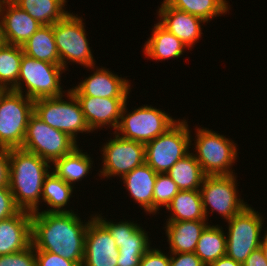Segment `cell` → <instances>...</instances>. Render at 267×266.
<instances>
[{
	"label": "cell",
	"mask_w": 267,
	"mask_h": 266,
	"mask_svg": "<svg viewBox=\"0 0 267 266\" xmlns=\"http://www.w3.org/2000/svg\"><path fill=\"white\" fill-rule=\"evenodd\" d=\"M22 46L4 43L0 47V89H13L20 74Z\"/></svg>",
	"instance_id": "obj_32"
},
{
	"label": "cell",
	"mask_w": 267,
	"mask_h": 266,
	"mask_svg": "<svg viewBox=\"0 0 267 266\" xmlns=\"http://www.w3.org/2000/svg\"><path fill=\"white\" fill-rule=\"evenodd\" d=\"M207 220L166 221L165 227L169 253L195 252L198 240L209 225Z\"/></svg>",
	"instance_id": "obj_21"
},
{
	"label": "cell",
	"mask_w": 267,
	"mask_h": 266,
	"mask_svg": "<svg viewBox=\"0 0 267 266\" xmlns=\"http://www.w3.org/2000/svg\"><path fill=\"white\" fill-rule=\"evenodd\" d=\"M153 27L151 37L143 45L145 56L152 61L178 59L187 49L186 45L158 21Z\"/></svg>",
	"instance_id": "obj_23"
},
{
	"label": "cell",
	"mask_w": 267,
	"mask_h": 266,
	"mask_svg": "<svg viewBox=\"0 0 267 266\" xmlns=\"http://www.w3.org/2000/svg\"><path fill=\"white\" fill-rule=\"evenodd\" d=\"M9 149L0 148V187L9 186Z\"/></svg>",
	"instance_id": "obj_39"
},
{
	"label": "cell",
	"mask_w": 267,
	"mask_h": 266,
	"mask_svg": "<svg viewBox=\"0 0 267 266\" xmlns=\"http://www.w3.org/2000/svg\"><path fill=\"white\" fill-rule=\"evenodd\" d=\"M84 19L69 12L53 24L54 39L59 53L60 65L66 71L68 63L80 64L84 68L96 65L87 39Z\"/></svg>",
	"instance_id": "obj_6"
},
{
	"label": "cell",
	"mask_w": 267,
	"mask_h": 266,
	"mask_svg": "<svg viewBox=\"0 0 267 266\" xmlns=\"http://www.w3.org/2000/svg\"><path fill=\"white\" fill-rule=\"evenodd\" d=\"M157 174L144 163L121 178L133 201L149 214H153V191Z\"/></svg>",
	"instance_id": "obj_22"
},
{
	"label": "cell",
	"mask_w": 267,
	"mask_h": 266,
	"mask_svg": "<svg viewBox=\"0 0 267 266\" xmlns=\"http://www.w3.org/2000/svg\"><path fill=\"white\" fill-rule=\"evenodd\" d=\"M242 266H267V261L265 259L262 249L259 247L255 249L243 263Z\"/></svg>",
	"instance_id": "obj_40"
},
{
	"label": "cell",
	"mask_w": 267,
	"mask_h": 266,
	"mask_svg": "<svg viewBox=\"0 0 267 266\" xmlns=\"http://www.w3.org/2000/svg\"><path fill=\"white\" fill-rule=\"evenodd\" d=\"M36 266H81L49 251L35 250Z\"/></svg>",
	"instance_id": "obj_36"
},
{
	"label": "cell",
	"mask_w": 267,
	"mask_h": 266,
	"mask_svg": "<svg viewBox=\"0 0 267 266\" xmlns=\"http://www.w3.org/2000/svg\"><path fill=\"white\" fill-rule=\"evenodd\" d=\"M157 9L159 23L181 40L188 50L202 37L203 19L169 6L164 0ZM159 10V11H158Z\"/></svg>",
	"instance_id": "obj_19"
},
{
	"label": "cell",
	"mask_w": 267,
	"mask_h": 266,
	"mask_svg": "<svg viewBox=\"0 0 267 266\" xmlns=\"http://www.w3.org/2000/svg\"><path fill=\"white\" fill-rule=\"evenodd\" d=\"M119 248L108 229L94 216L88 224L82 266H117Z\"/></svg>",
	"instance_id": "obj_15"
},
{
	"label": "cell",
	"mask_w": 267,
	"mask_h": 266,
	"mask_svg": "<svg viewBox=\"0 0 267 266\" xmlns=\"http://www.w3.org/2000/svg\"><path fill=\"white\" fill-rule=\"evenodd\" d=\"M264 234L262 235V240L260 244V248L262 249L265 259L267 261V230H264Z\"/></svg>",
	"instance_id": "obj_43"
},
{
	"label": "cell",
	"mask_w": 267,
	"mask_h": 266,
	"mask_svg": "<svg viewBox=\"0 0 267 266\" xmlns=\"http://www.w3.org/2000/svg\"><path fill=\"white\" fill-rule=\"evenodd\" d=\"M32 244V213L20 210L0 221V256L21 252Z\"/></svg>",
	"instance_id": "obj_20"
},
{
	"label": "cell",
	"mask_w": 267,
	"mask_h": 266,
	"mask_svg": "<svg viewBox=\"0 0 267 266\" xmlns=\"http://www.w3.org/2000/svg\"><path fill=\"white\" fill-rule=\"evenodd\" d=\"M140 266H170V255L157 248H150L141 258Z\"/></svg>",
	"instance_id": "obj_37"
},
{
	"label": "cell",
	"mask_w": 267,
	"mask_h": 266,
	"mask_svg": "<svg viewBox=\"0 0 267 266\" xmlns=\"http://www.w3.org/2000/svg\"><path fill=\"white\" fill-rule=\"evenodd\" d=\"M34 100L11 89L0 90V148H21Z\"/></svg>",
	"instance_id": "obj_7"
},
{
	"label": "cell",
	"mask_w": 267,
	"mask_h": 266,
	"mask_svg": "<svg viewBox=\"0 0 267 266\" xmlns=\"http://www.w3.org/2000/svg\"><path fill=\"white\" fill-rule=\"evenodd\" d=\"M34 114L50 127L67 133L75 141L79 133H92L81 105L70 89L61 96L34 100Z\"/></svg>",
	"instance_id": "obj_4"
},
{
	"label": "cell",
	"mask_w": 267,
	"mask_h": 266,
	"mask_svg": "<svg viewBox=\"0 0 267 266\" xmlns=\"http://www.w3.org/2000/svg\"><path fill=\"white\" fill-rule=\"evenodd\" d=\"M102 145V169L99 177H120L145 163V144L122 138L117 133Z\"/></svg>",
	"instance_id": "obj_13"
},
{
	"label": "cell",
	"mask_w": 267,
	"mask_h": 266,
	"mask_svg": "<svg viewBox=\"0 0 267 266\" xmlns=\"http://www.w3.org/2000/svg\"><path fill=\"white\" fill-rule=\"evenodd\" d=\"M97 213L94 216L108 229L119 248V256H143L152 246L148 232L134 221L113 222Z\"/></svg>",
	"instance_id": "obj_16"
},
{
	"label": "cell",
	"mask_w": 267,
	"mask_h": 266,
	"mask_svg": "<svg viewBox=\"0 0 267 266\" xmlns=\"http://www.w3.org/2000/svg\"><path fill=\"white\" fill-rule=\"evenodd\" d=\"M79 146L51 164L54 167L51 171L73 187L74 183L82 181L90 173L89 171L93 170V158Z\"/></svg>",
	"instance_id": "obj_24"
},
{
	"label": "cell",
	"mask_w": 267,
	"mask_h": 266,
	"mask_svg": "<svg viewBox=\"0 0 267 266\" xmlns=\"http://www.w3.org/2000/svg\"><path fill=\"white\" fill-rule=\"evenodd\" d=\"M63 72L65 70L60 64L37 60L23 54L17 85L12 90L33 100L61 96L67 93L61 86Z\"/></svg>",
	"instance_id": "obj_5"
},
{
	"label": "cell",
	"mask_w": 267,
	"mask_h": 266,
	"mask_svg": "<svg viewBox=\"0 0 267 266\" xmlns=\"http://www.w3.org/2000/svg\"><path fill=\"white\" fill-rule=\"evenodd\" d=\"M264 219L261 213L248 205L226 221L228 223L226 256L243 265L246 258L260 247Z\"/></svg>",
	"instance_id": "obj_10"
},
{
	"label": "cell",
	"mask_w": 267,
	"mask_h": 266,
	"mask_svg": "<svg viewBox=\"0 0 267 266\" xmlns=\"http://www.w3.org/2000/svg\"><path fill=\"white\" fill-rule=\"evenodd\" d=\"M9 188L20 210L39 212L42 187L52 165L22 148L9 149Z\"/></svg>",
	"instance_id": "obj_2"
},
{
	"label": "cell",
	"mask_w": 267,
	"mask_h": 266,
	"mask_svg": "<svg viewBox=\"0 0 267 266\" xmlns=\"http://www.w3.org/2000/svg\"><path fill=\"white\" fill-rule=\"evenodd\" d=\"M0 266H36L34 246L31 244L21 252L1 255Z\"/></svg>",
	"instance_id": "obj_34"
},
{
	"label": "cell",
	"mask_w": 267,
	"mask_h": 266,
	"mask_svg": "<svg viewBox=\"0 0 267 266\" xmlns=\"http://www.w3.org/2000/svg\"><path fill=\"white\" fill-rule=\"evenodd\" d=\"M220 225H208L202 232L195 254L206 265L210 266L220 257L226 256V233Z\"/></svg>",
	"instance_id": "obj_30"
},
{
	"label": "cell",
	"mask_w": 267,
	"mask_h": 266,
	"mask_svg": "<svg viewBox=\"0 0 267 266\" xmlns=\"http://www.w3.org/2000/svg\"><path fill=\"white\" fill-rule=\"evenodd\" d=\"M20 209L16 206L9 186L0 187V221L16 215Z\"/></svg>",
	"instance_id": "obj_35"
},
{
	"label": "cell",
	"mask_w": 267,
	"mask_h": 266,
	"mask_svg": "<svg viewBox=\"0 0 267 266\" xmlns=\"http://www.w3.org/2000/svg\"><path fill=\"white\" fill-rule=\"evenodd\" d=\"M178 192L176 183L166 173H158L153 191V215L160 213V207L166 208Z\"/></svg>",
	"instance_id": "obj_33"
},
{
	"label": "cell",
	"mask_w": 267,
	"mask_h": 266,
	"mask_svg": "<svg viewBox=\"0 0 267 266\" xmlns=\"http://www.w3.org/2000/svg\"><path fill=\"white\" fill-rule=\"evenodd\" d=\"M170 266H206L201 259L191 253H170Z\"/></svg>",
	"instance_id": "obj_38"
},
{
	"label": "cell",
	"mask_w": 267,
	"mask_h": 266,
	"mask_svg": "<svg viewBox=\"0 0 267 266\" xmlns=\"http://www.w3.org/2000/svg\"><path fill=\"white\" fill-rule=\"evenodd\" d=\"M169 6L187 12L210 22L214 17L229 13L230 6L226 0H164Z\"/></svg>",
	"instance_id": "obj_31"
},
{
	"label": "cell",
	"mask_w": 267,
	"mask_h": 266,
	"mask_svg": "<svg viewBox=\"0 0 267 266\" xmlns=\"http://www.w3.org/2000/svg\"><path fill=\"white\" fill-rule=\"evenodd\" d=\"M236 179L235 174L205 176L200 193L207 221L209 211L211 213L217 212L224 220L228 221L249 205L241 199V195H238L237 186L239 185Z\"/></svg>",
	"instance_id": "obj_11"
},
{
	"label": "cell",
	"mask_w": 267,
	"mask_h": 266,
	"mask_svg": "<svg viewBox=\"0 0 267 266\" xmlns=\"http://www.w3.org/2000/svg\"><path fill=\"white\" fill-rule=\"evenodd\" d=\"M5 43L4 38H3V32H2V26L0 23V47Z\"/></svg>",
	"instance_id": "obj_44"
},
{
	"label": "cell",
	"mask_w": 267,
	"mask_h": 266,
	"mask_svg": "<svg viewBox=\"0 0 267 266\" xmlns=\"http://www.w3.org/2000/svg\"><path fill=\"white\" fill-rule=\"evenodd\" d=\"M73 188L72 185L50 171L44 180L41 194V202H45L49 209L40 212H74L72 209H66L73 196Z\"/></svg>",
	"instance_id": "obj_28"
},
{
	"label": "cell",
	"mask_w": 267,
	"mask_h": 266,
	"mask_svg": "<svg viewBox=\"0 0 267 266\" xmlns=\"http://www.w3.org/2000/svg\"><path fill=\"white\" fill-rule=\"evenodd\" d=\"M91 131L113 128L115 132L121 119L122 109L128 98H99L76 96ZM107 126V127H106Z\"/></svg>",
	"instance_id": "obj_18"
},
{
	"label": "cell",
	"mask_w": 267,
	"mask_h": 266,
	"mask_svg": "<svg viewBox=\"0 0 267 266\" xmlns=\"http://www.w3.org/2000/svg\"><path fill=\"white\" fill-rule=\"evenodd\" d=\"M88 67L93 74L73 86L70 90L75 96H92L99 98H129L131 83L125 76L122 78L105 67L96 69Z\"/></svg>",
	"instance_id": "obj_14"
},
{
	"label": "cell",
	"mask_w": 267,
	"mask_h": 266,
	"mask_svg": "<svg viewBox=\"0 0 267 266\" xmlns=\"http://www.w3.org/2000/svg\"><path fill=\"white\" fill-rule=\"evenodd\" d=\"M142 256H119L117 266H140Z\"/></svg>",
	"instance_id": "obj_41"
},
{
	"label": "cell",
	"mask_w": 267,
	"mask_h": 266,
	"mask_svg": "<svg viewBox=\"0 0 267 266\" xmlns=\"http://www.w3.org/2000/svg\"><path fill=\"white\" fill-rule=\"evenodd\" d=\"M196 128L195 138L191 134V143L194 141L195 145L192 143L191 146L203 172L206 175L237 174L233 172L232 166L238 159V144L211 129L201 126Z\"/></svg>",
	"instance_id": "obj_3"
},
{
	"label": "cell",
	"mask_w": 267,
	"mask_h": 266,
	"mask_svg": "<svg viewBox=\"0 0 267 266\" xmlns=\"http://www.w3.org/2000/svg\"><path fill=\"white\" fill-rule=\"evenodd\" d=\"M127 102L122 109L120 123L115 131L122 138L146 144L165 133L178 121L164 110L151 105H143L129 112Z\"/></svg>",
	"instance_id": "obj_9"
},
{
	"label": "cell",
	"mask_w": 267,
	"mask_h": 266,
	"mask_svg": "<svg viewBox=\"0 0 267 266\" xmlns=\"http://www.w3.org/2000/svg\"><path fill=\"white\" fill-rule=\"evenodd\" d=\"M191 132L188 121L178 119L165 133L145 144V163L156 173H167L190 152Z\"/></svg>",
	"instance_id": "obj_8"
},
{
	"label": "cell",
	"mask_w": 267,
	"mask_h": 266,
	"mask_svg": "<svg viewBox=\"0 0 267 266\" xmlns=\"http://www.w3.org/2000/svg\"><path fill=\"white\" fill-rule=\"evenodd\" d=\"M210 266H242V264L228 256H223L213 262Z\"/></svg>",
	"instance_id": "obj_42"
},
{
	"label": "cell",
	"mask_w": 267,
	"mask_h": 266,
	"mask_svg": "<svg viewBox=\"0 0 267 266\" xmlns=\"http://www.w3.org/2000/svg\"><path fill=\"white\" fill-rule=\"evenodd\" d=\"M90 219L81 220L76 212H33L32 245L79 263L85 254V237Z\"/></svg>",
	"instance_id": "obj_1"
},
{
	"label": "cell",
	"mask_w": 267,
	"mask_h": 266,
	"mask_svg": "<svg viewBox=\"0 0 267 266\" xmlns=\"http://www.w3.org/2000/svg\"><path fill=\"white\" fill-rule=\"evenodd\" d=\"M23 53L31 58L60 64L53 25H43L22 46Z\"/></svg>",
	"instance_id": "obj_26"
},
{
	"label": "cell",
	"mask_w": 267,
	"mask_h": 266,
	"mask_svg": "<svg viewBox=\"0 0 267 266\" xmlns=\"http://www.w3.org/2000/svg\"><path fill=\"white\" fill-rule=\"evenodd\" d=\"M166 174L176 183L179 190H200L206 176L191 151L178 160Z\"/></svg>",
	"instance_id": "obj_27"
},
{
	"label": "cell",
	"mask_w": 267,
	"mask_h": 266,
	"mask_svg": "<svg viewBox=\"0 0 267 266\" xmlns=\"http://www.w3.org/2000/svg\"><path fill=\"white\" fill-rule=\"evenodd\" d=\"M0 23L5 43L23 46L42 25L11 0H0Z\"/></svg>",
	"instance_id": "obj_17"
},
{
	"label": "cell",
	"mask_w": 267,
	"mask_h": 266,
	"mask_svg": "<svg viewBox=\"0 0 267 266\" xmlns=\"http://www.w3.org/2000/svg\"><path fill=\"white\" fill-rule=\"evenodd\" d=\"M77 146L78 142L67 133L50 127L33 114L29 118L21 148L37 154L51 164Z\"/></svg>",
	"instance_id": "obj_12"
},
{
	"label": "cell",
	"mask_w": 267,
	"mask_h": 266,
	"mask_svg": "<svg viewBox=\"0 0 267 266\" xmlns=\"http://www.w3.org/2000/svg\"><path fill=\"white\" fill-rule=\"evenodd\" d=\"M19 8L26 11L42 26L53 25L63 19L69 12L66 11L67 0H11Z\"/></svg>",
	"instance_id": "obj_29"
},
{
	"label": "cell",
	"mask_w": 267,
	"mask_h": 266,
	"mask_svg": "<svg viewBox=\"0 0 267 266\" xmlns=\"http://www.w3.org/2000/svg\"><path fill=\"white\" fill-rule=\"evenodd\" d=\"M166 209V221L206 220L200 190H179Z\"/></svg>",
	"instance_id": "obj_25"
}]
</instances>
